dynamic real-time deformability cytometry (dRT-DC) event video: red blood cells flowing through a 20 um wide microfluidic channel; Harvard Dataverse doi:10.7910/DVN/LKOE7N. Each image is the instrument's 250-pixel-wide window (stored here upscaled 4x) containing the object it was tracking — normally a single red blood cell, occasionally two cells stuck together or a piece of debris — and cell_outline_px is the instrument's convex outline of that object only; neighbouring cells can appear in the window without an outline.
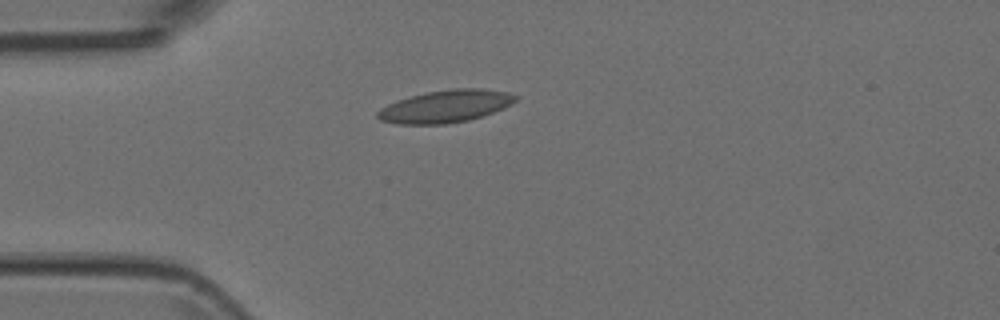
{"species": "Egyptian fruit bat (a non-hibernating species)", "species_latin": "Rousettus aegyptiacus", "temperature_condition": "room temperature", "stored_images_in_passage": 2, "camera_frame_rate_fps": 3000, "um_per_image_px": 0.085, "animal": {"sex": "female"}, "frame": {"image": 1, "passage_image": 1, "time_ms": 0.0, "image_size_px": [1000, 320], "cell_outline_px": [[516, 100], [512, 104], [504, 108], [468, 120], [448, 124], [396, 124], [380, 120], [376, 116], [376, 112], [380, 108], [396, 100], [424, 92], [452, 88], [480, 88], [508, 92], [516, 96]], "centroid_in_image_um": [37.83, 9.03], "position_along_channel_um": 47.2, "area_um2": 26.18}}